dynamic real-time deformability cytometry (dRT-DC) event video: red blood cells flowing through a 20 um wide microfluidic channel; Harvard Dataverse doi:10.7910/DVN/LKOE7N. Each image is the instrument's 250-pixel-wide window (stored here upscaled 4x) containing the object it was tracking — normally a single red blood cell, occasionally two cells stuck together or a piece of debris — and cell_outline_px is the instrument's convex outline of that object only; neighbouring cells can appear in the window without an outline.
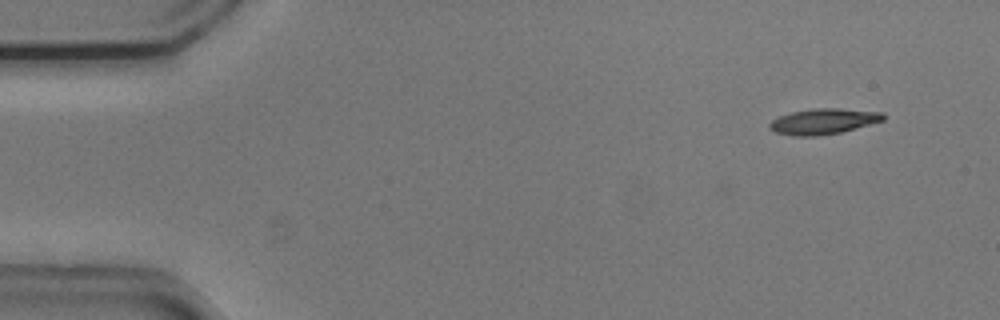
{"species": "common noctule bat (a hibernating species)", "species_latin": "Nyctalus noctula", "temperature_condition": "cold", "stored_images_in_passage": 52, "camera_frame_rate_fps": 3000, "um_per_image_px": 0.085, "animal": {"sex": "male", "body_mass_g": 20.5, "forearm_length_mm": 52.5}, "frame": {"image": 1, "passage_image": 2, "time_ms": 0.333, "image_size_px": [1000, 320], "cell_outline_px": [[884, 120], [840, 132], [816, 136], [792, 136], [776, 132], [768, 128], [768, 124], [772, 120], [780, 116], [792, 112], [812, 108], [840, 108], [884, 112]], "centroid_in_image_um": [69.97, 10.31], "position_along_channel_um": 15.0, "area_um2": 16.94}}
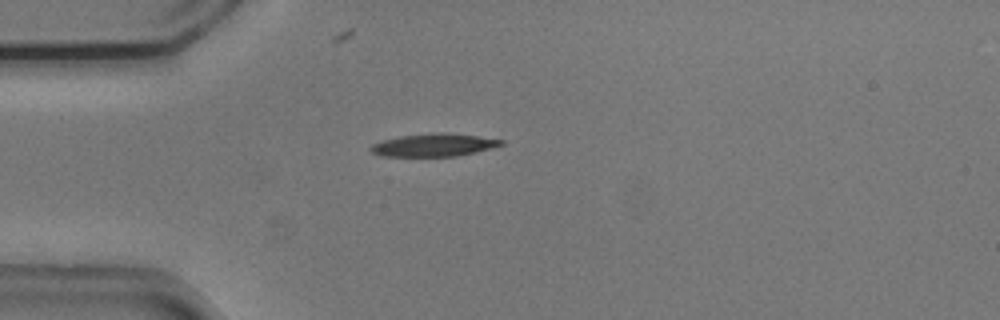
{"frame": {"image": 2, "passage_image": 12, "time_ms": 3.667, "image_size_px": [1000, 320], "cell_outline_px": [[504, 144], [476, 152], [456, 156], [380, 156], [372, 152], [368, 148], [372, 144], [384, 140], [400, 136], [436, 132], [444, 132], [476, 136], [504, 140]], "centroid_in_image_um": [36.85, 12.32], "position_along_channel_um": 48.1, "area_um2": 17.22}}
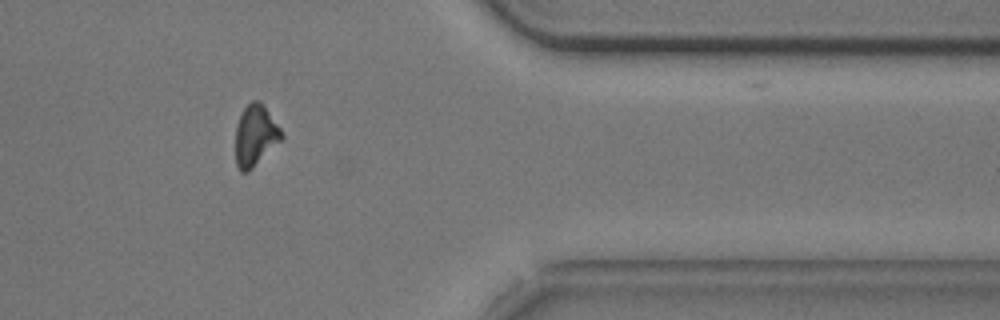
{"frame": {"image": 3, "passage_image": 42, "time_ms": 13.667, "image_size_px": [1000, 320], "cell_outline_px": [[284, 136], [248, 172], [240, 172], [236, 164], [236, 124], [244, 108], [252, 100], [260, 100], [264, 104], [280, 128]], "centroid_in_image_um": [21.69, 11.49], "position_along_channel_um": 389.7, "area_um2": 16.18}, "authors_computed_cell_mechanics": {"area_um2": 16.8198, "velocity_mm_per_s": 3.7424, "shape_relaxation_time_tau1_ms": 4.394, "shape_relaxation_time_tau2_ms": null, "deformation_change_tau1": 0.1748, "deformation_change_tau2": null}}